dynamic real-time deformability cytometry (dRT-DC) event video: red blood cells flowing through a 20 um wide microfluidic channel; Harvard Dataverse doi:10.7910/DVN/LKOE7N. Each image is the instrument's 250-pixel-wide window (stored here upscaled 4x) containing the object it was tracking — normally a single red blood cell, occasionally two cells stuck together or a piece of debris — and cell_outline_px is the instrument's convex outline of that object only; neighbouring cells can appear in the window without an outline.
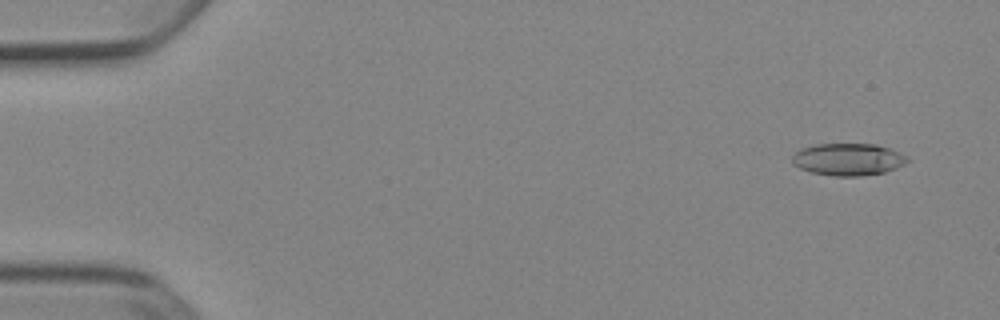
{"species": "Egyptian fruit bat (a non-hibernating species)", "species_latin": "Rousettus aegyptiacus", "temperature_condition": "cold", "stored_images_in_passage": 53, "camera_frame_rate_fps": 3000, "um_per_image_px": 0.085, "animal": {"sex": "female"}, "frame": {"image": 1, "passage_image": 4, "time_ms": 1.0, "image_size_px": [1000, 320], "cell_outline_px": [[908, 160], [904, 164], [896, 168], [884, 172], [860, 176], [832, 176], [812, 172], [800, 168], [792, 164], [792, 156], [800, 148], [816, 144], [876, 144], [888, 148], [908, 156]], "centroid_in_image_um": [72.07, 13.54], "position_along_channel_um": 12.9, "area_um2": 21.56}}
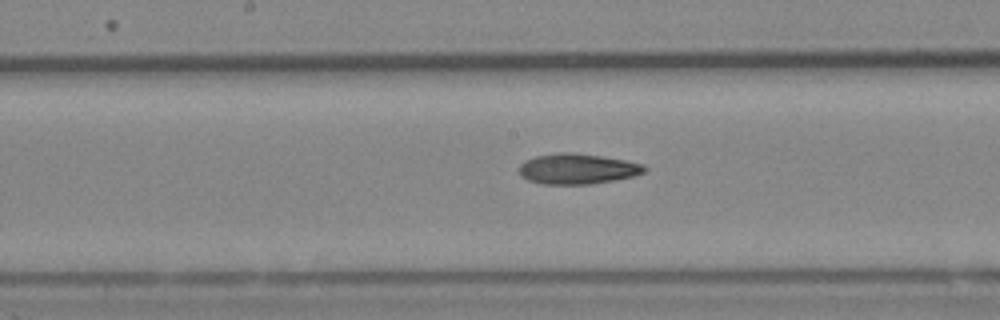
{"frame": {"image": 2, "passage_image": 28, "time_ms": 9.0, "image_size_px": [1000, 320], "cell_outline_px": [[648, 168], [644, 172], [632, 176], [592, 184], [544, 184], [528, 180], [520, 176], [520, 164], [524, 160], [536, 156], [560, 152], [572, 152], [600, 156], [624, 160], [644, 164]], "centroid_in_image_um": [49.06, 14.35], "position_along_channel_um": 199.1, "area_um2": 22.14}}
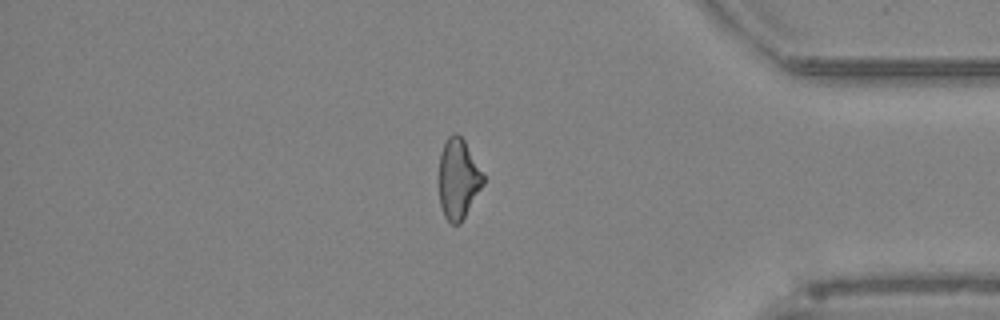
{"frame": {"image": 3, "passage_image": 45, "time_ms": 14.667, "image_size_px": [1000, 320], "cell_outline_px": [[484, 184], [460, 224], [452, 224], [444, 216], [440, 204], [440, 152], [448, 136], [452, 132], [456, 132], [464, 140], [484, 176]], "centroid_in_image_um": [38.95, 15.2], "position_along_channel_um": 396.2, "area_um2": 20.4}, "authors_computed_cell_mechanics": {"area_um2": 21.8484, "velocity_mm_per_s": 3.9222, "shape_relaxation_time_tau1_ms": 8.4065, "shape_relaxation_time_tau2_ms": 7.5901, "deformation_change_tau1": 0.1924, "deformation_change_tau2": 0.1953}}